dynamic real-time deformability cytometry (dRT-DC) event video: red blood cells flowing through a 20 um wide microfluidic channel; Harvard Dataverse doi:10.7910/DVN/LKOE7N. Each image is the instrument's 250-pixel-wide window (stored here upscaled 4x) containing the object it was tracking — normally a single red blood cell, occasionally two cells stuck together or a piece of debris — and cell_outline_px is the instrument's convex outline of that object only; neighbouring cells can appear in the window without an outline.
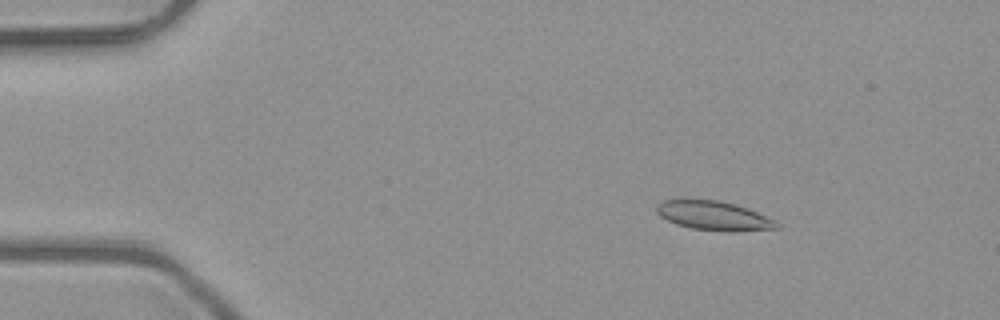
{"species": "common noctule bat (a hibernating species)", "species_latin": "Nyctalus noctula", "temperature_condition": "room temperature", "stored_images_in_passage": 52, "camera_frame_rate_fps": 3000, "um_per_image_px": 0.085, "animal": {"sex": "male", "body_mass_g": 23.1, "forearm_length_mm": 52.7}, "frame": {"image": 1, "passage_image": 8, "time_ms": 2.333, "image_size_px": [1000, 320], "cell_outline_px": [[780, 228], [736, 232], [728, 232], [692, 228], [676, 224], [660, 216], [656, 212], [656, 204], [664, 200], [720, 200], [736, 204], [776, 220], [780, 224]], "centroid_in_image_um": [60.71, 18.35], "position_along_channel_um": 24.3, "area_um2": 20.46}}
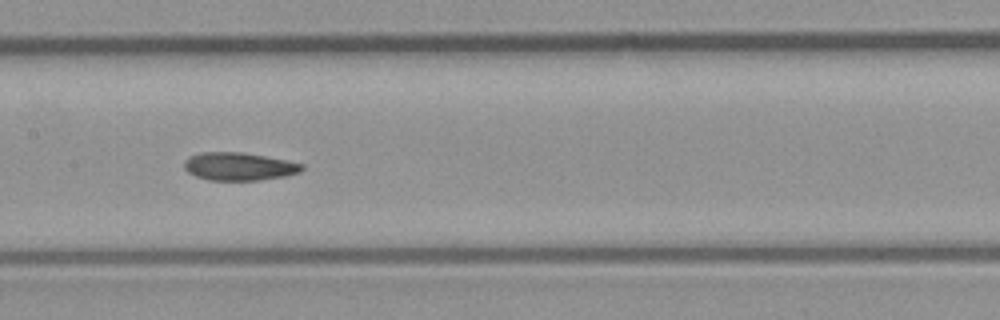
{"frame": {"image": 2, "passage_image": 26, "time_ms": 8.333, "image_size_px": [1000, 320], "cell_outline_px": [[304, 168], [300, 172], [284, 176], [260, 180], [208, 180], [196, 176], [188, 172], [184, 168], [184, 160], [188, 156], [200, 152], [244, 152], [304, 164]], "centroid_in_image_um": [20.28, 14.14], "position_along_channel_um": 187.1, "area_um2": 19.19}}
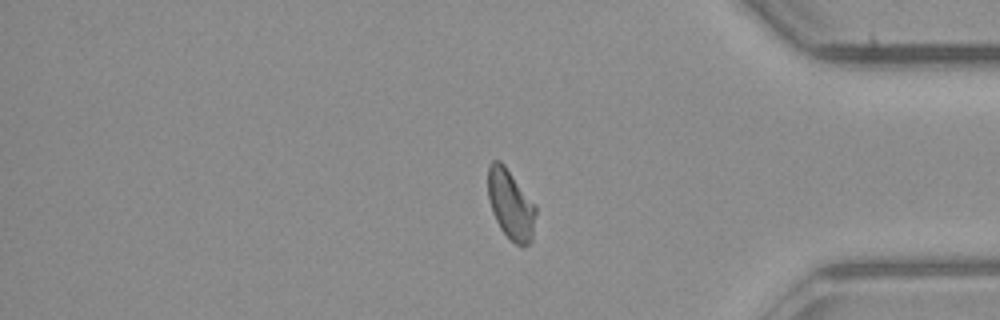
{"frame": {"image": 3, "passage_image": 43, "time_ms": 14.0, "image_size_px": [1000, 320], "cell_outline_px": [[536, 212], [532, 240], [528, 244], [516, 244], [500, 228], [492, 212], [488, 196], [488, 164], [492, 160], [500, 160], [504, 164], [536, 204]], "centroid_in_image_um": [43.41, 17.33], "position_along_channel_um": 391.8, "area_um2": 19.42}, "authors_computed_cell_mechanics": {"area_um2": 19.6809, "velocity_mm_per_s": 4.0301, "shape_relaxation_time_tau1_ms": null, "shape_relaxation_time_tau2_ms": 4.8596, "deformation_change_tau1": null, "deformation_change_tau2": 0.0921}}